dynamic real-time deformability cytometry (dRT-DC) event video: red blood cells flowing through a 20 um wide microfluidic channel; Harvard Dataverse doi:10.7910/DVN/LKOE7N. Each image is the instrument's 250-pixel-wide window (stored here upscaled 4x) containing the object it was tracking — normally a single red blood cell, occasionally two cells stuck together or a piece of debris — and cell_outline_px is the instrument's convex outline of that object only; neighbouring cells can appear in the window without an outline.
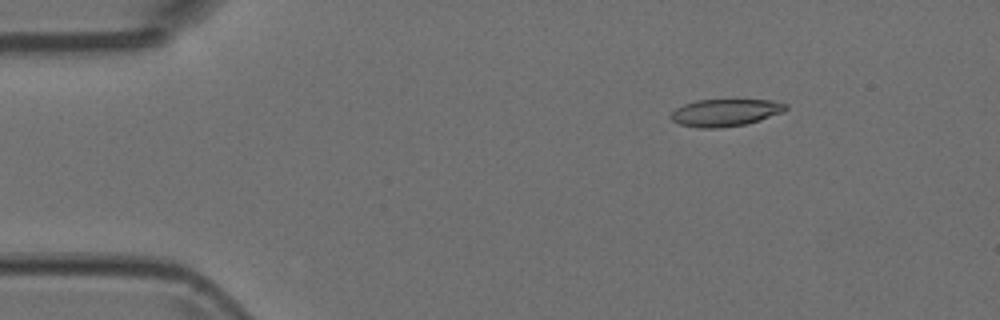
{"species": "Egyptian fruit bat (a non-hibernating species)", "species_latin": "Rousettus aegyptiacus", "temperature_condition": "room temperature", "stored_images_in_passage": 6, "camera_frame_rate_fps": 3000, "um_per_image_px": 0.085, "animal": {"sex": "female"}, "frame": {"image": 1, "passage_image": 3, "time_ms": 0.667, "image_size_px": [1000, 320], "cell_outline_px": [[788, 108], [784, 112], [760, 120], [744, 124], [720, 128], [700, 128], [680, 124], [672, 120], [668, 116], [676, 108], [684, 104], [696, 100], [772, 100], [788, 104]], "centroid_in_image_um": [61.66, 9.57], "position_along_channel_um": 23.3, "area_um2": 18.26}}
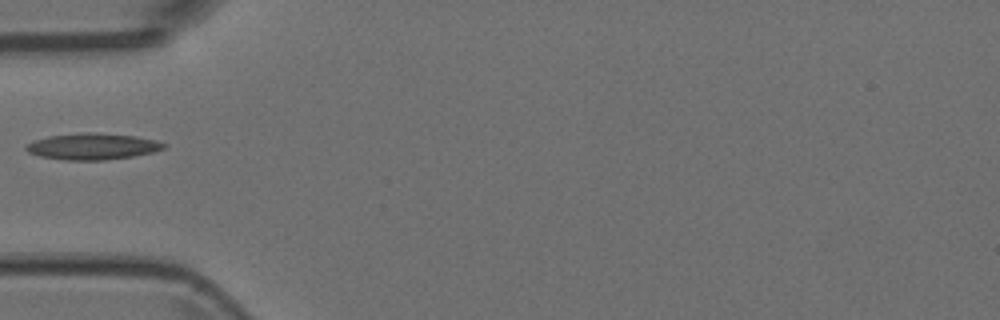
{"frame": {"image": 2, "passage_image": 6, "time_ms": 1.667, "image_size_px": [1000, 320], "cell_outline_px": [[168, 144], [164, 148], [152, 152], [132, 156], [104, 160], [64, 160], [40, 156], [28, 152], [24, 148], [28, 144], [36, 140], [48, 136], [80, 132], [96, 132], [136, 136], [156, 140]], "centroid_in_image_um": [7.88, 12.44], "position_along_channel_um": 77.1, "area_um2": 21.15}}